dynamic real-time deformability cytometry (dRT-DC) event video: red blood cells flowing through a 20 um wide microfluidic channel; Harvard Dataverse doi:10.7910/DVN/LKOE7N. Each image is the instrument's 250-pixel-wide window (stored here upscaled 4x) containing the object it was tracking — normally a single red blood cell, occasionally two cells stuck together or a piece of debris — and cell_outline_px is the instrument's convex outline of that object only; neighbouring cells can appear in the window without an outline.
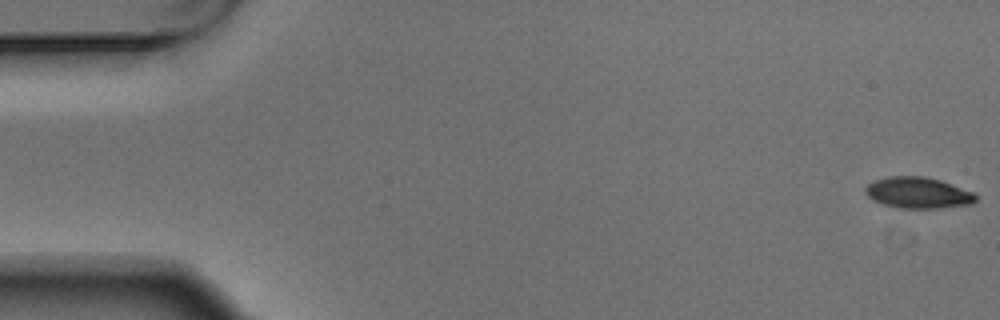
{"species": "Egyptian fruit bat (a non-hibernating species)", "species_latin": "Rousettus aegyptiacus", "temperature_condition": "warm", "stored_images_in_passage": 7, "camera_frame_rate_fps": 3000, "um_per_image_px": 0.085, "animal": {"sex": "male"}, "frame": {"image": 1, "passage_image": 1, "time_ms": 0.0, "image_size_px": [1000, 320], "cell_outline_px": [[976, 200], [972, 204], [936, 208], [900, 208], [884, 204], [872, 200], [864, 192], [864, 188], [872, 180], [888, 176], [924, 176], [940, 180], [976, 192]], "centroid_in_image_um": [78.02, 16.37], "position_along_channel_um": 7.0, "area_um2": 20.23}}
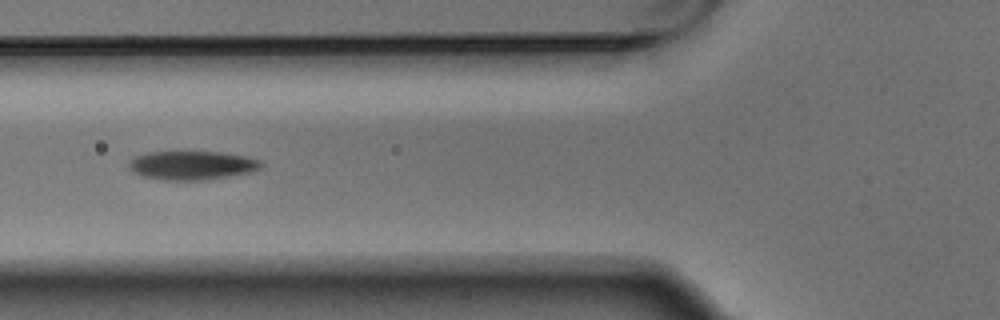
{"frame": {"image": 2, "passage_image": 6, "time_ms": 1.667, "image_size_px": [1000, 320], "cell_outline_px": [[264, 164], [260, 168], [252, 172], [208, 180], [164, 180], [144, 176], [132, 172], [128, 168], [128, 164], [136, 156], [148, 152], [220, 152], [244, 156], [260, 160]], "centroid_in_image_um": [16.34, 14.06], "position_along_channel_um": 109.5, "area_um2": 22.2}}
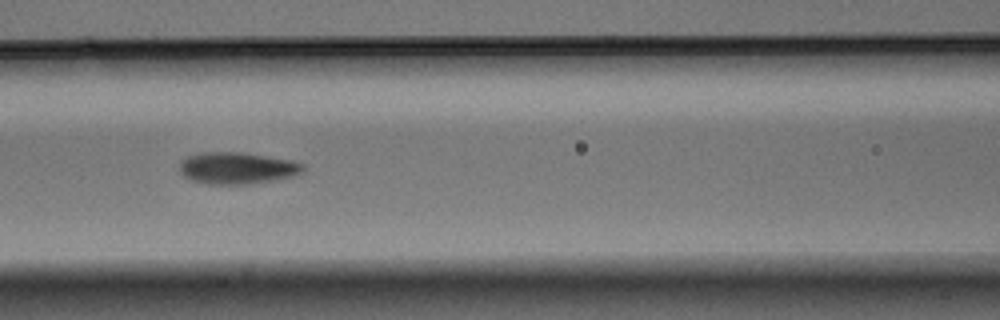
{"frame": {"image": 3, "passage_image": 7, "time_ms": 2.0, "image_size_px": [1000, 320], "cell_outline_px": [[304, 172], [280, 180], [252, 184], [208, 184], [192, 180], [184, 176], [180, 172], [180, 160], [188, 156], [200, 152], [244, 152], [292, 160], [304, 164]], "centroid_in_image_um": [20.19, 14.29], "position_along_channel_um": 146.4, "area_um2": 23.24}}